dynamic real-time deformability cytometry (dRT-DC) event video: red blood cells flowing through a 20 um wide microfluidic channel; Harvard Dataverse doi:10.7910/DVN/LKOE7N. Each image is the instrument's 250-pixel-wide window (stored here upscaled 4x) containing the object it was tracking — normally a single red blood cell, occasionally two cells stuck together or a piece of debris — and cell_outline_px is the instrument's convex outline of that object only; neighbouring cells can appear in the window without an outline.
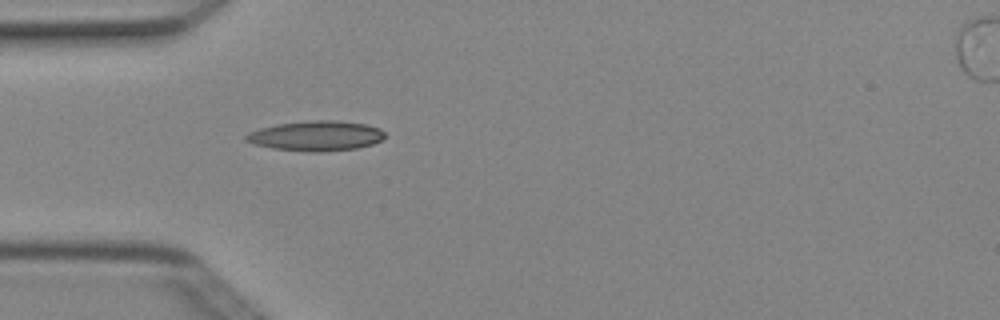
{"species": "Egyptian fruit bat (a non-hibernating species)", "species_latin": "Rousettus aegyptiacus", "temperature_condition": "cold", "stored_images_in_passage": 2, "segment_of_instrument_passage": [1, 2], "camera_frame_rate_fps": 3000, "um_per_image_px": 0.085, "animal": {"sex": "female"}, "frame": {"image": 1, "passage_image": 1, "time_ms": 0.0, "image_size_px": [1000, 320], "cell_outline_px": [[384, 136], [380, 140], [372, 144], [356, 148], [320, 152], [308, 152], [272, 148], [252, 144], [244, 140], [244, 136], [248, 132], [260, 128], [276, 124], [312, 120], [336, 120], [364, 124], [380, 128], [384, 132]], "centroid_in_image_um": [26.81, 11.55], "position_along_channel_um": 58.2, "area_um2": 24.33}}